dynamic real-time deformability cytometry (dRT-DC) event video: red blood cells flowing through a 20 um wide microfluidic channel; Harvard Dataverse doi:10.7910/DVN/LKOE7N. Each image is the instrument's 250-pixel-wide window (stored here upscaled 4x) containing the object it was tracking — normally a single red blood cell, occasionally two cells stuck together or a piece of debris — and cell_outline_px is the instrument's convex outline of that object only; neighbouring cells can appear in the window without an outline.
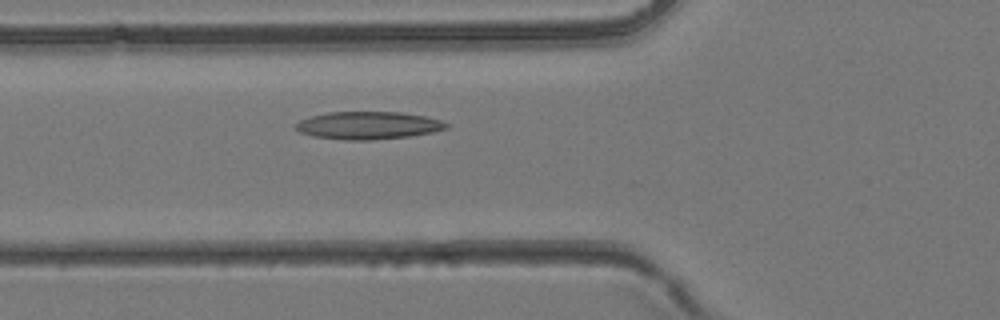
{"species": "common noctule bat (a hibernating species)", "species_latin": "Nyctalus noctula", "temperature_condition": "room temperature", "stored_images_in_passage": 39, "camera_frame_rate_fps": 3000, "um_per_image_px": 0.085, "animal": {"sex": "female", "body_mass_g": 24.6, "forearm_length_mm": 56.2}, "frame": {"image": 1, "passage_image": 12, "time_ms": 3.667, "image_size_px": [1000, 320], "cell_outline_px": [[448, 128], [432, 132], [408, 136], [368, 140], [344, 140], [312, 136], [300, 132], [292, 128], [292, 124], [300, 120], [312, 116], [328, 112], [400, 112], [424, 116], [440, 120], [448, 124]], "centroid_in_image_um": [31.22, 10.66], "position_along_channel_um": 94.6, "area_um2": 24.28}}
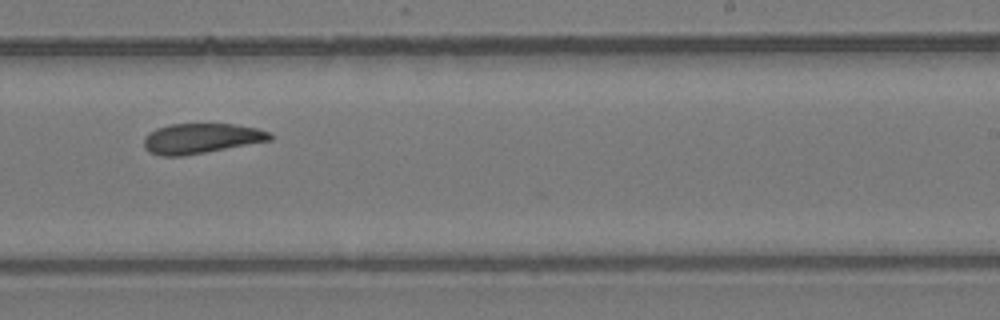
{"frame": {"image": 2, "passage_image": 23, "time_ms": 7.333, "image_size_px": [1000, 320], "cell_outline_px": [[272, 140], [184, 156], [160, 156], [148, 152], [144, 148], [144, 136], [148, 132], [156, 128], [168, 124], [236, 124], [256, 128], [268, 132], [272, 136]], "centroid_in_image_um": [17.04, 11.77], "position_along_channel_um": 272.0, "area_um2": 22.25}}
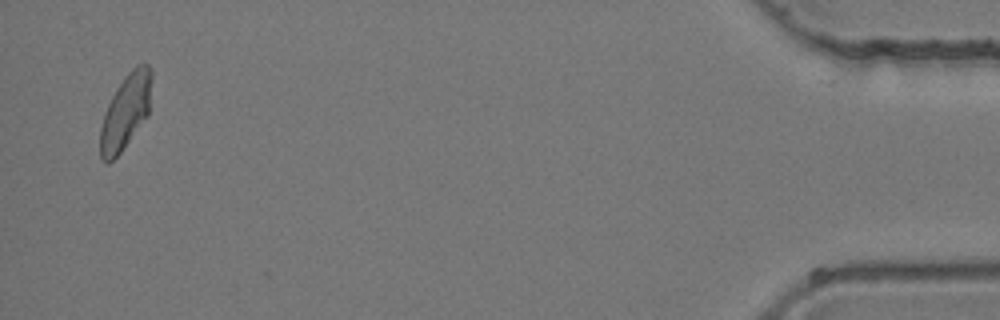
{"frame": {"image": 3, "passage_image": 38, "time_ms": 12.333, "image_size_px": [1000, 320], "cell_outline_px": [[152, 76], [148, 116], [120, 152], [108, 164], [100, 160], [100, 128], [104, 112], [116, 88], [124, 76], [136, 64], [148, 64], [152, 68]], "centroid_in_image_um": [10.67, 9.47], "position_along_channel_um": 424.5, "area_um2": 22.54}}